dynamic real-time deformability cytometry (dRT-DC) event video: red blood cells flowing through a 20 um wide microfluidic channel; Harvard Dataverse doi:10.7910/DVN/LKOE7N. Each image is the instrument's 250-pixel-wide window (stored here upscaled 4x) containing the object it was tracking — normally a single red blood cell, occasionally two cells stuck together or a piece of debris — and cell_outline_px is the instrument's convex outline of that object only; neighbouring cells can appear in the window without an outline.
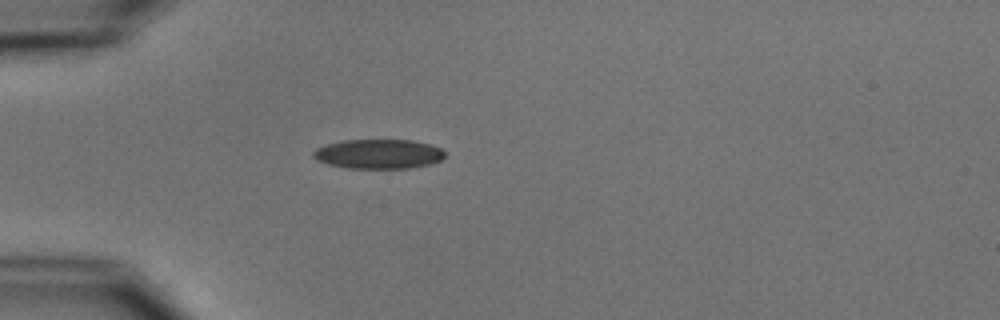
{"species": "common noctule bat (a hibernating species)", "species_latin": "Nyctalus noctula", "temperature_condition": "cold", "stored_images_in_passage": 1, "camera_frame_rate_fps": 3000, "um_per_image_px": 0.085, "animal": {"sex": "male", "body_mass_g": 15.6}, "frame": {"image": 1, "passage_image": 1, "time_ms": 0.0, "image_size_px": [1000, 320], "cell_outline_px": [[444, 160], [432, 164], [408, 168], [348, 168], [328, 164], [316, 160], [312, 156], [312, 152], [316, 148], [328, 144], [344, 140], [412, 140], [428, 144], [440, 148], [444, 152]], "centroid_in_image_um": [32.18, 13.09], "position_along_channel_um": 52.8, "area_um2": 22.66}}